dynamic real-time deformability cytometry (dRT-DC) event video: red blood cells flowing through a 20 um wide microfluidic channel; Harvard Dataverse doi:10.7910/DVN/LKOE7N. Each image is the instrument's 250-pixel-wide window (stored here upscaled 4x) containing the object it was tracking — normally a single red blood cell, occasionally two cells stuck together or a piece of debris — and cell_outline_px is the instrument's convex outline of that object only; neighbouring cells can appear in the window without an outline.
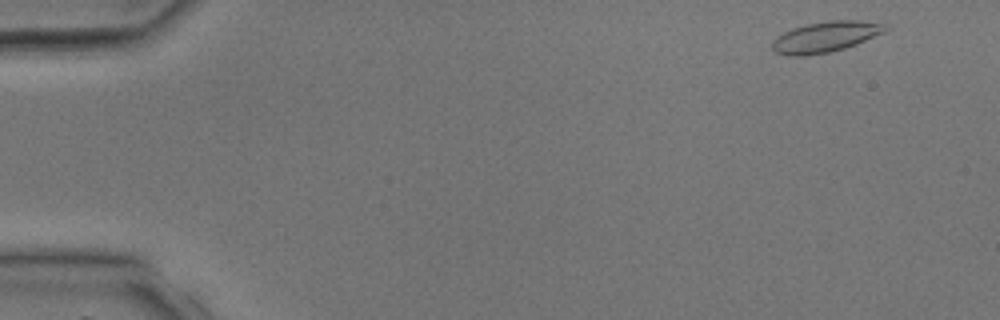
{"species": "common noctule bat (a hibernating species)", "species_latin": "Nyctalus noctula", "temperature_condition": "room temperature", "stored_images_in_passage": 4, "camera_frame_rate_fps": 3000, "um_per_image_px": 0.085, "animal": {"sex": "male", "body_mass_g": 17.9, "forearm_length_mm": 54.2}, "frame": {"image": 1, "passage_image": 1, "time_ms": 0.0, "image_size_px": [1000, 320], "cell_outline_px": [[888, 28], [884, 32], [856, 44], [844, 48], [828, 52], [808, 56], [788, 56], [776, 52], [772, 48], [772, 40], [776, 36], [792, 28], [808, 24], [828, 20], [860, 20], [884, 24]], "centroid_in_image_um": [70.13, 3.13], "position_along_channel_um": 14.9, "area_um2": 20.17}}
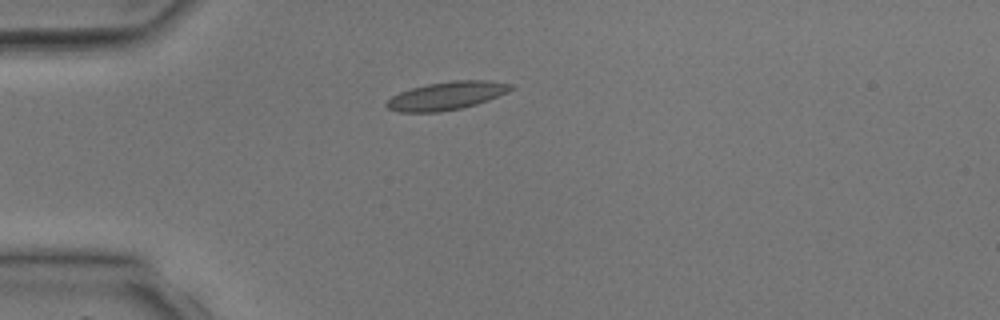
{"frame": {"image": 2, "passage_image": 3, "time_ms": 2.667, "image_size_px": [1000, 320], "cell_outline_px": [[516, 88], [508, 92], [488, 100], [476, 104], [460, 108], [440, 112], [400, 112], [388, 108], [384, 104], [392, 96], [400, 92], [412, 88], [428, 84], [452, 80], [488, 80], [512, 84]], "centroid_in_image_um": [37.99, 8.13], "position_along_channel_um": 47.0, "area_um2": 20.35}}
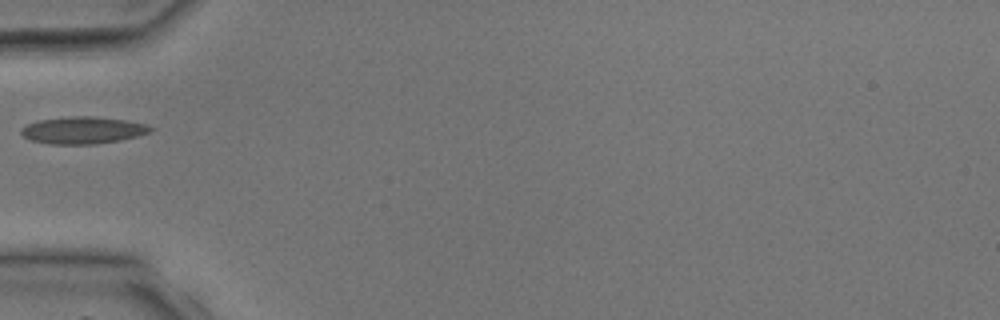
{"frame": {"image": 3, "passage_image": 4, "time_ms": 3.667, "image_size_px": [1000, 320], "cell_outline_px": [[156, 128], [148, 132], [136, 136], [120, 140], [96, 144], [48, 144], [32, 140], [24, 136], [20, 132], [20, 128], [28, 124], [40, 120], [72, 116], [96, 116], [124, 120], [148, 124]], "centroid_in_image_um": [7.06, 11.07], "position_along_channel_um": 77.9, "area_um2": 20.35}}